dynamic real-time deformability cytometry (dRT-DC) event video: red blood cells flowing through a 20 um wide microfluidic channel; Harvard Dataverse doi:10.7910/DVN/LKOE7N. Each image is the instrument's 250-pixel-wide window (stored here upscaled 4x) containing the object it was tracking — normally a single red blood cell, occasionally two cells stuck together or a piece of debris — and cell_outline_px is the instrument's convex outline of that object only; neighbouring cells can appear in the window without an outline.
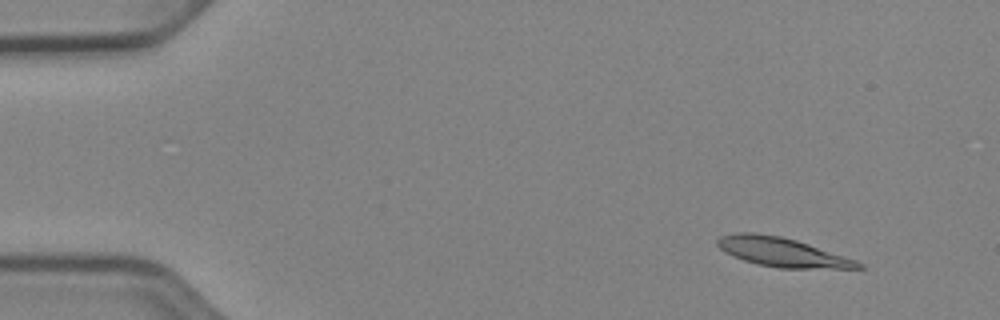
{"species": "Egyptian fruit bat (a non-hibernating species)", "species_latin": "Rousettus aegyptiacus", "temperature_condition": "cold", "stored_images_in_passage": 52, "camera_frame_rate_fps": 3000, "um_per_image_px": 0.085, "animal": {"sex": "female"}, "frame": {"image": 1, "passage_image": 5, "time_ms": 1.333, "image_size_px": [1000, 320], "cell_outline_px": [[864, 268], [776, 268], [756, 264], [732, 256], [724, 252], [716, 244], [716, 240], [720, 236], [736, 232], [752, 232], [780, 236], [796, 240], [856, 260], [864, 264]], "centroid_in_image_um": [66.42, 21.43], "position_along_channel_um": 18.6, "area_um2": 23.81}}
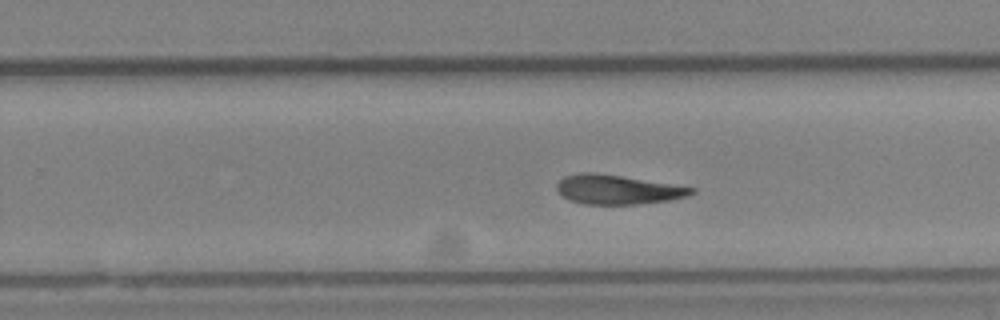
{"frame": {"image": 2, "passage_image": 33, "time_ms": 10.667, "image_size_px": [1000, 320], "cell_outline_px": [[696, 192], [688, 196], [668, 200], [636, 204], [584, 204], [568, 200], [556, 188], [556, 184], [564, 176], [580, 172], [592, 172], [620, 176], [696, 188]], "centroid_in_image_um": [52.47, 16.11], "position_along_channel_um": 277.3, "area_um2": 22.77}}
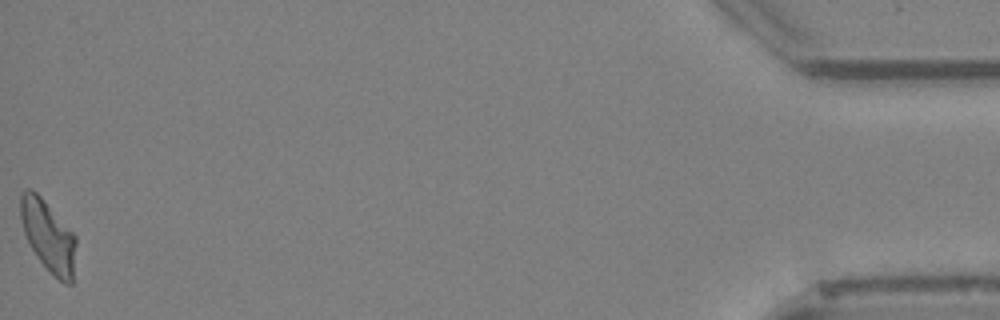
{"frame": {"image": 3, "passage_image": 52, "time_ms": 17.0, "image_size_px": [1000, 320], "cell_outline_px": [[76, 244], [72, 284], [64, 284], [36, 256], [24, 232], [20, 216], [20, 196], [28, 188], [32, 188], [40, 196], [76, 236]], "centroid_in_image_um": [4.1, 20.04], "position_along_channel_um": 431.1, "area_um2": 22.48}, "authors_computed_cell_mechanics": {"area_um2": 23.698, "velocity_mm_per_s": 3.9134, "shape_relaxation_time_tau1_ms": null, "shape_relaxation_time_tau2_ms": 7.3896, "deformation_change_tau1": null, "deformation_change_tau2": 0.1779}}